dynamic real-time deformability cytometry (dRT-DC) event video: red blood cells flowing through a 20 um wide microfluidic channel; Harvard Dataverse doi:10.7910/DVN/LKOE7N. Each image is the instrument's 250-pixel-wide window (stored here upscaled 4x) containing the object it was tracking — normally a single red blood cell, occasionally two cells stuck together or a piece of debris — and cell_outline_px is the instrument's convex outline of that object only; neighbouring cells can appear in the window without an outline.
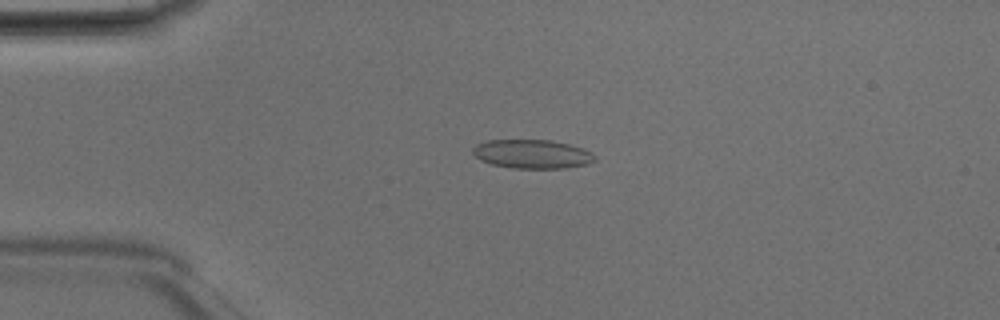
{"species": "Egyptian fruit bat (a non-hibernating species)", "species_latin": "Rousettus aegyptiacus", "temperature_condition": "room temperature", "stored_images_in_passage": 44, "camera_frame_rate_fps": 3000, "um_per_image_px": 0.085, "animal": {"sex": "male"}, "frame": {"image": 1, "passage_image": 11, "time_ms": 3.333, "image_size_px": [1000, 320], "cell_outline_px": [[596, 160], [588, 164], [564, 168], [512, 168], [492, 164], [480, 160], [472, 152], [472, 148], [476, 144], [488, 140], [552, 140], [568, 144], [592, 152], [596, 156]], "centroid_in_image_um": [45.23, 13.09], "position_along_channel_um": 39.8, "area_um2": 20.52}}
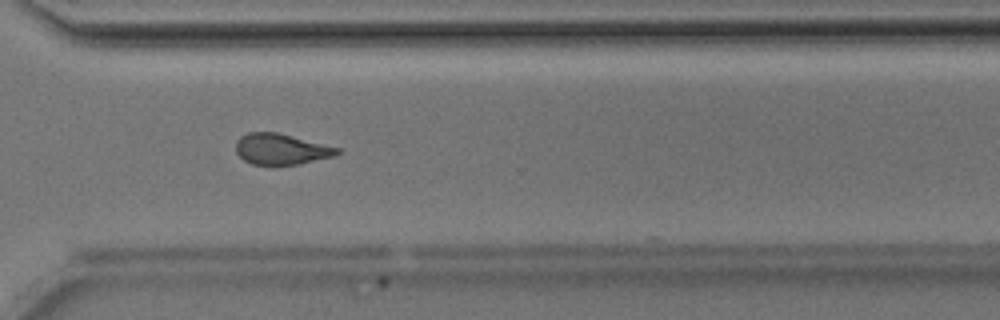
{"frame": {"image": 2, "passage_image": 35, "time_ms": 11.333, "image_size_px": [1000, 320], "cell_outline_px": [[340, 152], [336, 156], [300, 164], [272, 168], [252, 164], [244, 160], [236, 152], [236, 140], [240, 136], [248, 132], [276, 132], [340, 148]], "centroid_in_image_um": [23.88, 12.72], "position_along_channel_um": 346.7, "area_um2": 18.84}}
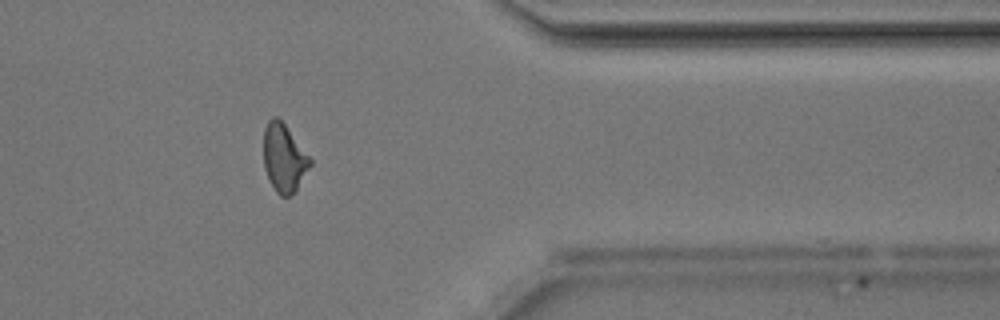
{"frame": {"image": 3, "passage_image": 39, "time_ms": 12.667, "image_size_px": [1000, 320], "cell_outline_px": [[312, 164], [296, 188], [288, 196], [280, 196], [276, 192], [264, 168], [264, 128], [268, 120], [272, 116], [276, 116], [284, 124], [312, 160]], "centroid_in_image_um": [24.12, 13.4], "position_along_channel_um": 387.3, "area_um2": 17.98}, "authors_computed_cell_mechanics": {"area_um2": 19.3052, "velocity_mm_per_s": 4.1952, "shape_relaxation_time_tau1_ms": null, "shape_relaxation_time_tau2_ms": 1.7326, "deformation_change_tau1": null, "deformation_change_tau2": 0.0769}}